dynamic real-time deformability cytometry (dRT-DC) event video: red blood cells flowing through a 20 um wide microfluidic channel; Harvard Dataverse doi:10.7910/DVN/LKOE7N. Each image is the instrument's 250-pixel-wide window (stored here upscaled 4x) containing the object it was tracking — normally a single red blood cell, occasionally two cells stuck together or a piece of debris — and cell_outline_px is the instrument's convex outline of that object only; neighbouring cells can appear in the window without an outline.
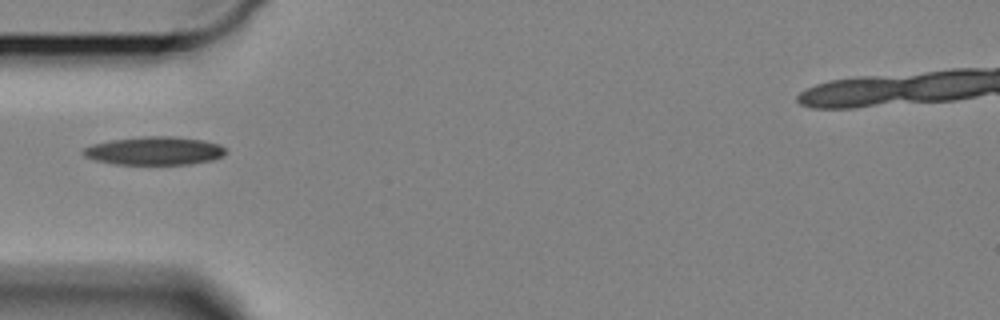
{"species": "Egyptian fruit bat (a non-hibernating species)", "species_latin": "Rousettus aegyptiacus", "temperature_condition": "cold", "stored_images_in_passage": 16, "camera_frame_rate_fps": 3000, "um_per_image_px": 0.085, "animal": {"sex": "female"}, "frame": {"image": 1, "passage_image": 1, "time_ms": 0.0, "image_size_px": [1000, 320], "cell_outline_px": [[228, 152], [224, 156], [212, 160], [188, 164], [116, 164], [96, 160], [84, 156], [80, 152], [84, 148], [92, 144], [112, 140], [144, 136], [176, 136], [204, 140], [220, 144]], "centroid_in_image_um": [13.16, 12.81], "position_along_channel_um": 71.8, "area_um2": 23.58}}
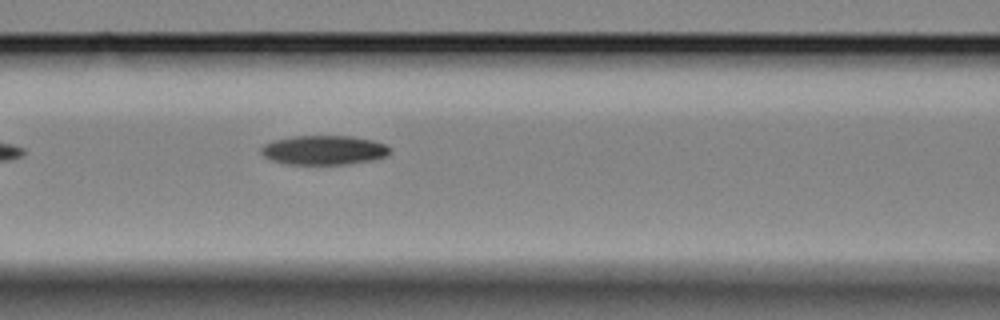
{"frame": {"image": 2, "passage_image": 7, "time_ms": 2.0, "image_size_px": [1000, 320], "cell_outline_px": [[388, 152], [384, 156], [372, 160], [344, 164], [288, 164], [272, 160], [264, 156], [260, 152], [260, 148], [264, 144], [272, 140], [292, 136], [352, 136], [372, 140], [384, 144], [388, 148]], "centroid_in_image_um": [27.46, 12.75], "position_along_channel_um": 139.1, "area_um2": 21.79}}
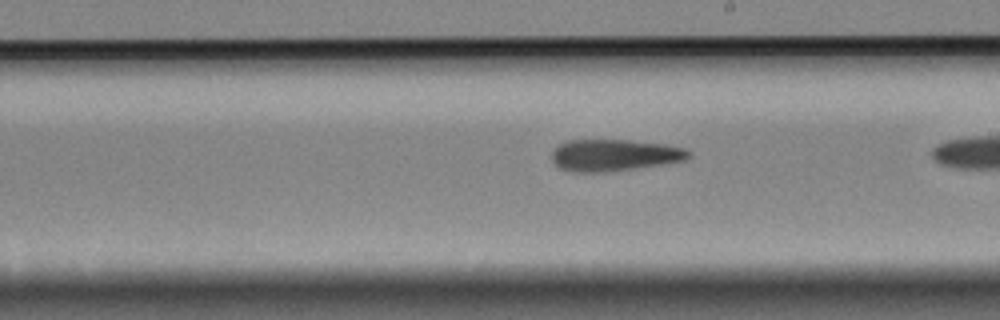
{"frame": {"image": 3, "passage_image": 13, "time_ms": 4.0, "image_size_px": [1000, 320], "cell_outline_px": [[692, 152], [684, 160], [632, 168], [604, 172], [572, 172], [560, 168], [552, 160], [552, 152], [560, 144], [568, 140], [628, 140], [664, 144], [684, 148]], "centroid_in_image_um": [52.17, 13.18], "position_along_channel_um": 236.8, "area_um2": 24.85}}